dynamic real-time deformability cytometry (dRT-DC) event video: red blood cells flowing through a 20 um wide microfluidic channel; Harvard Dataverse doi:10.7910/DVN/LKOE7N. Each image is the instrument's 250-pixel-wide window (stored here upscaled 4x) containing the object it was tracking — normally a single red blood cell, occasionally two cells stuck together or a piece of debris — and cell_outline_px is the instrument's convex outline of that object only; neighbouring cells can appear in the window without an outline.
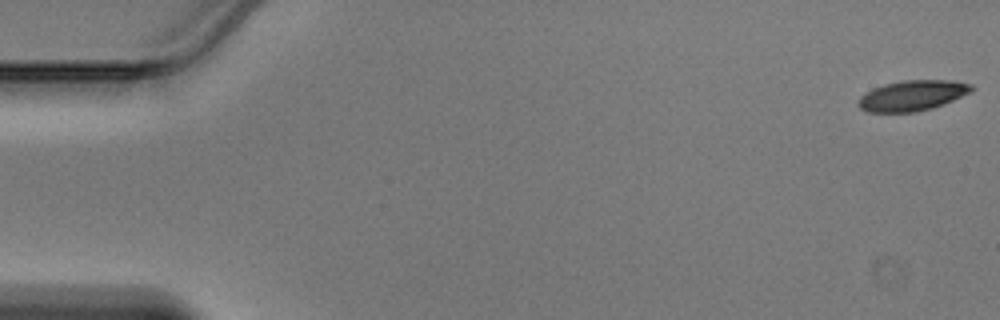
{"species": "Egyptian fruit bat (a non-hibernating species)", "species_latin": "Rousettus aegyptiacus", "temperature_condition": "warm", "stored_images_in_passage": 10, "camera_frame_rate_fps": 3000, "um_per_image_px": 0.085, "animal": {"sex": "male"}, "frame": {"image": 1, "passage_image": 1, "time_ms": 0.0, "image_size_px": [1000, 320], "cell_outline_px": [[976, 88], [972, 92], [944, 104], [932, 108], [916, 112], [868, 112], [860, 108], [860, 96], [884, 84], [904, 80], [952, 80], [972, 84]], "centroid_in_image_um": [77.64, 8.12], "position_along_channel_um": 7.4, "area_um2": 20.0}}